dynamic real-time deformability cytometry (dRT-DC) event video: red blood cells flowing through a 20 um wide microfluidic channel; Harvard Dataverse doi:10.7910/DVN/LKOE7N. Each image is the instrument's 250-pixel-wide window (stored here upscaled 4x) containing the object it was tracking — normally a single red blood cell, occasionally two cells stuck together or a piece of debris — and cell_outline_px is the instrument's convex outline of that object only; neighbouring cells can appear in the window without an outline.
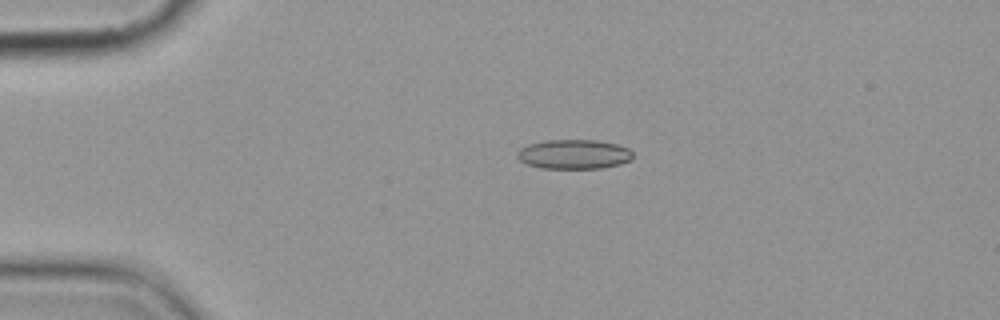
{"species": "common noctule bat (a hibernating species)", "species_latin": "Nyctalus noctula", "temperature_condition": "cold", "stored_images_in_passage": 3, "camera_frame_rate_fps": 3000, "um_per_image_px": 0.085, "animal": {"sex": "female", "body_mass_g": 19.9}, "frame": {"image": 1, "passage_image": 1, "time_ms": 0.0, "image_size_px": [1000, 320], "cell_outline_px": [[632, 160], [620, 164], [600, 168], [540, 168], [528, 164], [520, 160], [516, 156], [516, 152], [520, 148], [528, 144], [548, 140], [596, 140], [616, 144], [628, 148], [632, 152]], "centroid_in_image_um": [48.77, 13.11], "position_along_channel_um": 36.2, "area_um2": 19.83}}
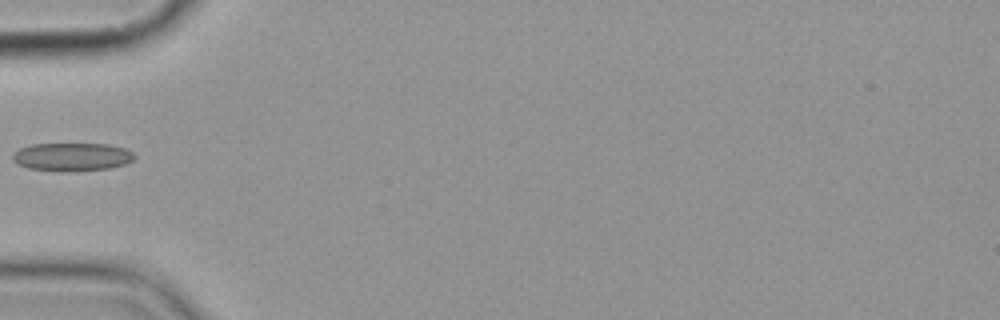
{"frame": {"image": 2, "passage_image": 3, "time_ms": 2.333, "image_size_px": [1000, 320], "cell_outline_px": [[136, 156], [132, 160], [124, 164], [108, 168], [60, 172], [28, 168], [12, 160], [12, 156], [20, 148], [32, 144], [108, 144], [124, 148], [132, 152]], "centroid_in_image_um": [6.11, 13.33], "position_along_channel_um": 78.9, "area_um2": 19.83}}